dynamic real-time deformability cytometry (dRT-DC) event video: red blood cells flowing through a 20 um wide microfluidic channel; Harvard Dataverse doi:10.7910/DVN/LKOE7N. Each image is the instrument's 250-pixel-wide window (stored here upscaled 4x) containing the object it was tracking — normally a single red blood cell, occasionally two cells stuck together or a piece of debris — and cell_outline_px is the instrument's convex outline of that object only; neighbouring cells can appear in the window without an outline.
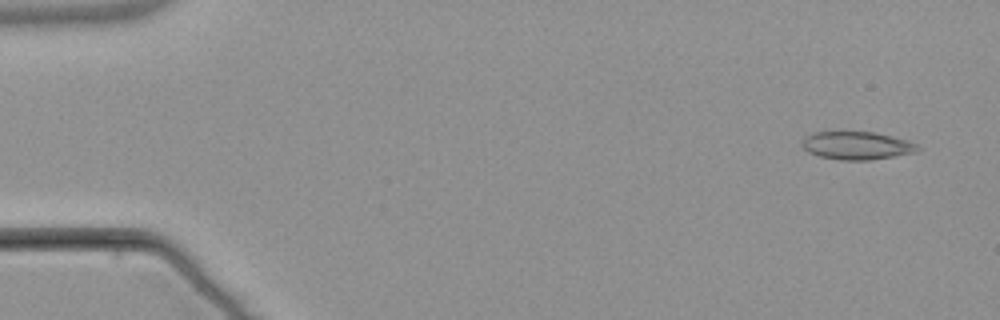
{"species": "common noctule bat (a hibernating species)", "species_latin": "Nyctalus noctula", "temperature_condition": "warm", "stored_images_in_passage": 5, "camera_frame_rate_fps": 3000, "um_per_image_px": 0.085, "animal": {"sex": "male", "body_mass_g": 21.5, "forearm_length_mm": 52.0}, "frame": {"image": 1, "passage_image": 1, "time_ms": 0.0, "image_size_px": [1000, 320], "cell_outline_px": [[920, 148], [916, 152], [868, 160], [840, 160], [820, 156], [808, 152], [800, 144], [812, 132], [876, 132], [908, 140], [916, 144]], "centroid_in_image_um": [72.83, 12.37], "position_along_channel_um": 12.2, "area_um2": 18.67}}